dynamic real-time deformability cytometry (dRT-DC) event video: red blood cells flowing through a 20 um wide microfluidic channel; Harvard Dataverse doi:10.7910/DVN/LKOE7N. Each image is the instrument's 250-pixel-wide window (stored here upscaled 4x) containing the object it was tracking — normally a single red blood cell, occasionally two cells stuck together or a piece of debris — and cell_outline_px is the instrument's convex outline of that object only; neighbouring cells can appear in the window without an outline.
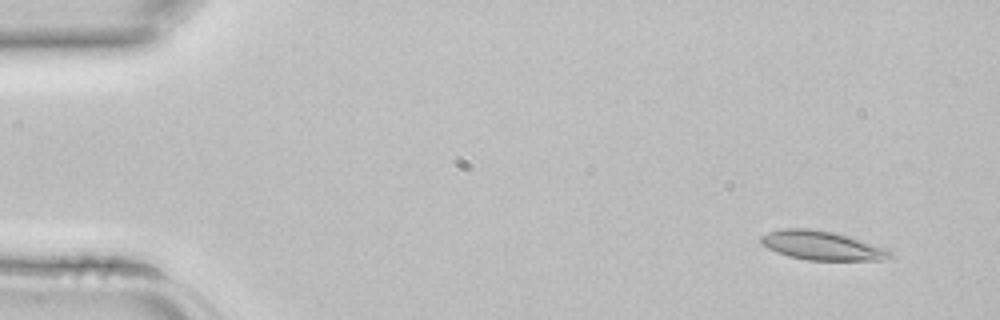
{"species": "common noctule bat (a hibernating species)", "species_latin": "Nyctalus noctula", "temperature_condition": "room temperature", "stored_images_in_passage": 2, "camera_frame_rate_fps": 3000, "um_per_image_px": 0.085, "animal": {"sex": "female", "body_mass_g": 22.7, "forearm_length_mm": 54.2}, "frame": {"image": 1, "passage_image": 1, "time_ms": 0.0, "image_size_px": [1000, 320], "cell_outline_px": [[892, 256], [880, 260], [808, 260], [788, 256], [776, 252], [768, 248], [760, 240], [760, 236], [768, 232], [780, 228], [808, 228], [832, 232], [848, 236], [888, 248], [892, 252]], "centroid_in_image_um": [69.86, 20.86], "position_along_channel_um": 15.1, "area_um2": 21.79}}
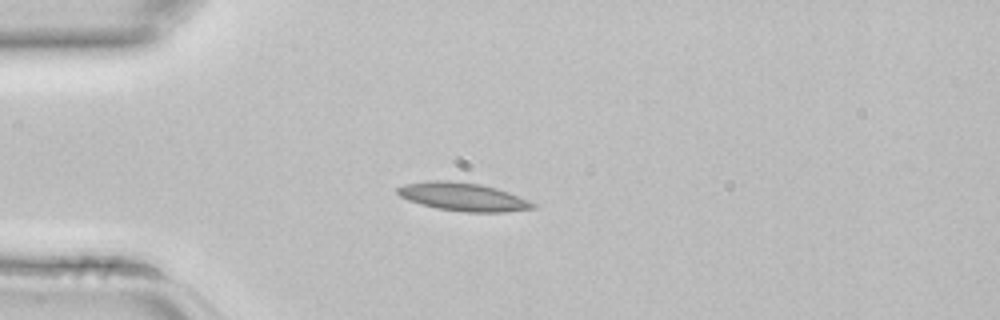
{"frame": {"image": 2, "passage_image": 2, "time_ms": 0.333, "image_size_px": [1000, 320], "cell_outline_px": [[536, 208], [504, 212], [464, 212], [436, 208], [420, 204], [408, 200], [400, 196], [396, 192], [396, 188], [404, 184], [432, 180], [448, 180], [480, 184], [496, 188], [508, 192], [528, 200], [536, 204]], "centroid_in_image_um": [39.34, 16.73], "position_along_channel_um": 45.7, "area_um2": 22.25}}